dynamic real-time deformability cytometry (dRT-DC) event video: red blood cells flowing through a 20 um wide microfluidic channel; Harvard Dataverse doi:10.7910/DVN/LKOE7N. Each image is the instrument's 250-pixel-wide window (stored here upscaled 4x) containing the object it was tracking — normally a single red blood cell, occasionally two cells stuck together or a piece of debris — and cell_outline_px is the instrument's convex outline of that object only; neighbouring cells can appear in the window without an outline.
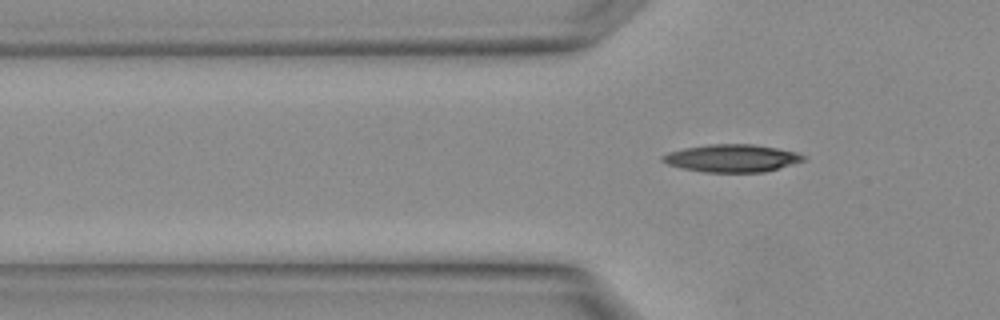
{"species": "Egyptian fruit bat (a non-hibernating species)", "species_latin": "Rousettus aegyptiacus", "temperature_condition": "warm", "stored_images_in_passage": 2, "camera_frame_rate_fps": 3000, "um_per_image_px": 0.085, "animal": {"sex": "female"}, "frame": {"image": 1, "passage_image": 2, "time_ms": 0.333, "image_size_px": [1000, 320], "cell_outline_px": [[808, 160], [764, 172], [704, 172], [680, 168], [668, 164], [660, 160], [660, 156], [668, 152], [684, 148], [708, 144], [752, 144], [776, 148], [796, 152], [808, 156]], "centroid_in_image_um": [62.22, 13.45], "position_along_channel_um": 63.6, "area_um2": 22.89}}